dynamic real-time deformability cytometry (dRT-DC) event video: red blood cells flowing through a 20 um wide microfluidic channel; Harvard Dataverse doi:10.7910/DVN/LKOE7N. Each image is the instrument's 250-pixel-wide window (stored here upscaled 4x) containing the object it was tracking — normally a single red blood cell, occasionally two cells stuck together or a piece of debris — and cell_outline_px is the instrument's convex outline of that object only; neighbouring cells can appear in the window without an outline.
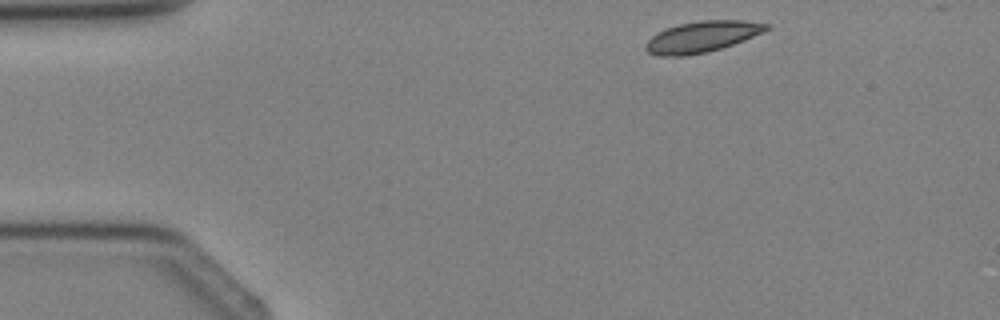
{"species": "Egyptian fruit bat (a non-hibernating species)", "species_latin": "Rousettus aegyptiacus", "temperature_condition": "cold", "stored_images_in_passage": 3, "camera_frame_rate_fps": 3000, "um_per_image_px": 0.085, "animal": {"sex": "female"}, "frame": {"image": 1, "passage_image": 1, "time_ms": 0.0, "image_size_px": [1000, 320], "cell_outline_px": [[772, 28], [764, 32], [744, 40], [708, 52], [684, 56], [656, 56], [648, 52], [644, 48], [644, 44], [652, 36], [668, 28], [680, 24], [700, 20], [740, 20], [768, 24]], "centroid_in_image_um": [59.67, 3.13], "position_along_channel_um": 25.3, "area_um2": 21.73}}
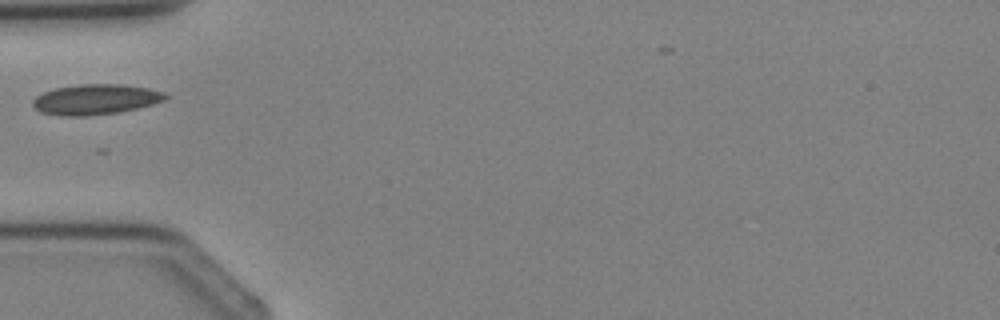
{"frame": {"image": 2, "passage_image": 3, "time_ms": 2.333, "image_size_px": [1000, 320], "cell_outline_px": [[168, 96], [164, 100], [152, 104], [120, 112], [84, 116], [64, 116], [40, 112], [32, 104], [32, 100], [36, 96], [44, 92], [56, 88], [80, 84], [124, 84], [148, 88], [164, 92]], "centroid_in_image_um": [8.12, 8.44], "position_along_channel_um": 76.9, "area_um2": 23.35}}